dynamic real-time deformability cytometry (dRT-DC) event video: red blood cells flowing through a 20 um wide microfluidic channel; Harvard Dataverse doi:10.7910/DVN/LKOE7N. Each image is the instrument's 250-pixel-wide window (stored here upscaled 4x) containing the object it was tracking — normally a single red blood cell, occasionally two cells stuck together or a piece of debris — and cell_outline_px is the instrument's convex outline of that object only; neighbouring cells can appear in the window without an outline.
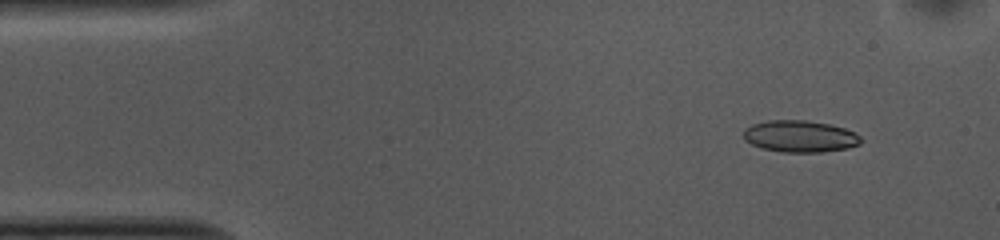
{"species": "common noctule bat (a hibernating species)", "species_latin": "Nyctalus noctula", "temperature_condition": "cold", "stored_images_in_passage": 48, "camera_frame_rate_fps": 3000, "um_per_image_px": 0.085, "animal": {"sex": "female", "body_mass_g": 10.0, "forearm_length_mm": 53.1}, "frame": {"image": 1, "passage_image": 1, "time_ms": 0.0, "image_size_px": [1000, 240], "cell_outline_px": [[860, 144], [848, 148], [820, 152], [780, 152], [760, 148], [744, 140], [744, 128], [752, 124], [768, 120], [808, 120], [832, 124], [856, 132], [860, 136]], "centroid_in_image_um": [67.99, 11.58], "position_along_channel_um": 17.0, "area_um2": 21.96}}
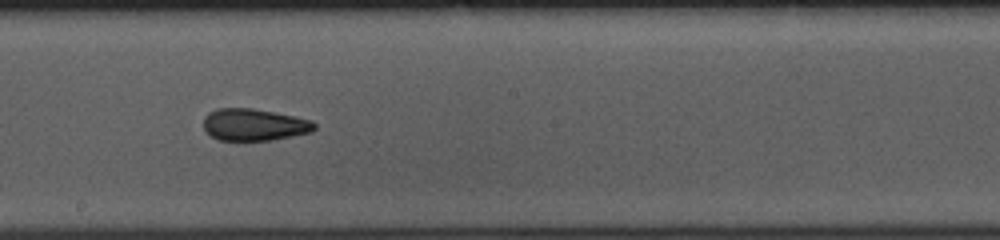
{"frame": {"image": 2, "passage_image": 24, "time_ms": 7.667, "image_size_px": [1000, 240], "cell_outline_px": [[316, 128], [312, 132], [272, 140], [220, 140], [204, 132], [204, 116], [208, 112], [216, 108], [252, 108], [296, 116], [312, 120], [316, 124]], "centroid_in_image_um": [21.6, 10.59], "position_along_channel_um": 226.6, "area_um2": 20.87}}
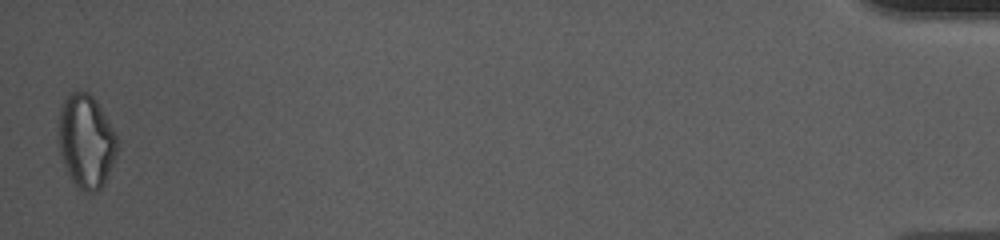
{"frame": {"image": 3, "passage_image": 48, "time_ms": 15.667, "image_size_px": [1000, 240], "cell_outline_px": [[116, 156], [104, 184], [96, 192], [84, 192], [68, 176], [64, 168], [60, 152], [60, 108], [64, 100], [72, 92], [88, 92], [96, 100], [112, 128], [116, 136]], "centroid_in_image_um": [7.32, 12.04], "position_along_channel_um": 427.9, "area_um2": 31.39}, "authors_computed_cell_mechanics": {"area_um2": 21.9062, "velocity_mm_per_s": 3.729, "shape_relaxation_time_tau1_ms": 9.3184, "shape_relaxation_time_tau2_ms": 2.9572, "deformation_change_tau1": 0.1596, "deformation_change_tau2": 0.0883}}